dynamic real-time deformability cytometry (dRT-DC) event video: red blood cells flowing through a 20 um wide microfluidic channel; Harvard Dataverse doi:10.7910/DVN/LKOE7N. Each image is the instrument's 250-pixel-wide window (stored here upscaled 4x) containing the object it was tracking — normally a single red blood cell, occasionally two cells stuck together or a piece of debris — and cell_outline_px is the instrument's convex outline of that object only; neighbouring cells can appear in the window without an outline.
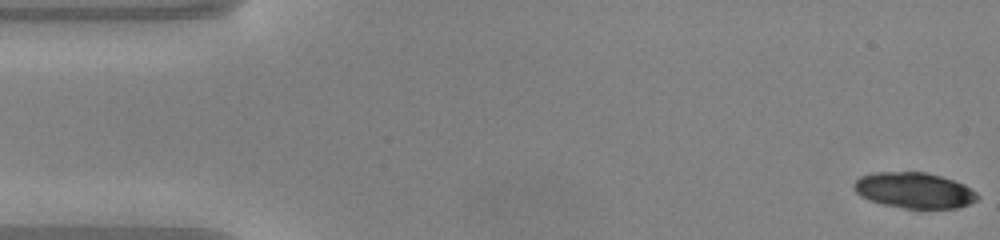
{"species": "common noctule bat (a hibernating species)", "species_latin": "Nyctalus noctula", "temperature_condition": "warm", "stored_images_in_passage": 48, "camera_frame_rate_fps": 3000, "um_per_image_px": 0.085, "animal": {"sex": "male", "body_mass_g": 20.0, "forearm_length_mm": 53.3}, "frame": {"image": 1, "passage_image": 1, "time_ms": 0.0, "image_size_px": [1000, 240], "cell_outline_px": [[980, 196], [976, 200], [968, 204], [956, 208], [904, 208], [884, 204], [868, 200], [860, 196], [852, 188], [852, 184], [860, 176], [872, 172], [924, 172], [940, 176], [964, 184], [976, 192]], "centroid_in_image_um": [77.66, 16.17], "position_along_channel_um": 7.3, "area_um2": 25.72}}
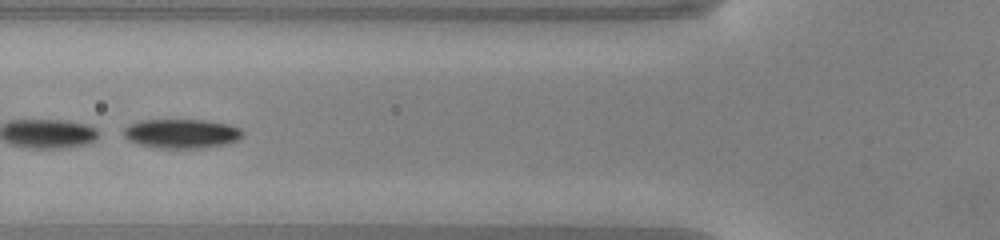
{"frame": {"image": 2, "passage_image": 18, "time_ms": 5.667, "image_size_px": [1000, 240], "cell_outline_px": [[244, 132], [236, 140], [204, 148], [156, 148], [140, 144], [128, 140], [124, 136], [124, 128], [128, 124], [140, 120], [204, 120], [228, 124], [240, 128]], "centroid_in_image_um": [15.38, 11.35], "position_along_channel_um": 110.4, "area_um2": 20.11}}
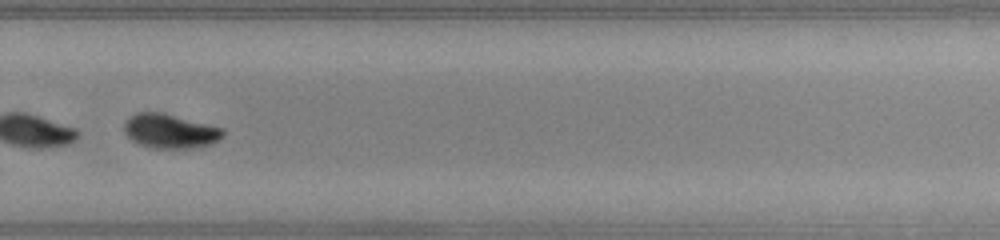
{"frame": {"image": 3, "passage_image": 33, "time_ms": 10.667, "image_size_px": [1000, 240], "cell_outline_px": [[224, 136], [212, 144], [188, 148], [152, 148], [140, 144], [132, 140], [124, 132], [124, 120], [128, 116], [136, 112], [164, 112], [224, 128]], "centroid_in_image_um": [14.44, 11.12], "position_along_channel_um": 315.4, "area_um2": 20.0}, "authors_computed_cell_mechanics": {"area_um2": 23.8136, "velocity_mm_per_s": 4.1206, "shape_relaxation_time_tau1_ms": 2.0801, "shape_relaxation_time_tau2_ms": null, "deformation_change_tau1": 0.1474, "deformation_change_tau2": null}}